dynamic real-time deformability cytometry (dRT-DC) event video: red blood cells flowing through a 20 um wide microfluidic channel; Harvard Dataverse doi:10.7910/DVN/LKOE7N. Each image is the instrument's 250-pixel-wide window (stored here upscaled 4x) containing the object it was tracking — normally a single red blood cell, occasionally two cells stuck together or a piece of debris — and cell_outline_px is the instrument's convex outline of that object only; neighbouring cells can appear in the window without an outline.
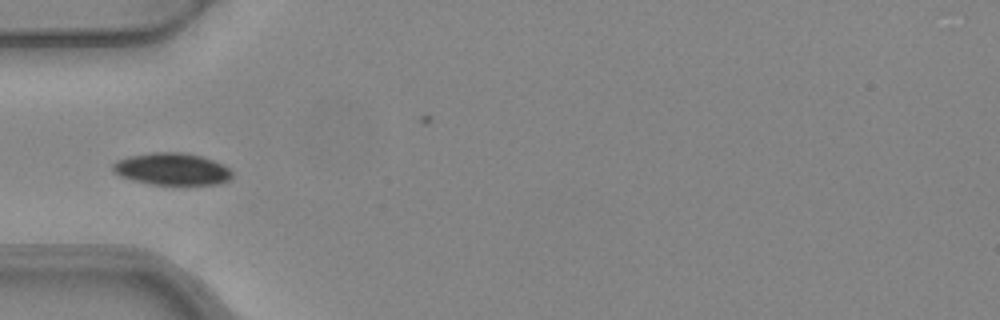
{"species": "common noctule bat (a hibernating species)", "species_latin": "Nyctalus noctula", "temperature_condition": "warm", "stored_images_in_passage": 1, "camera_frame_rate_fps": 3000, "um_per_image_px": 0.085, "animal": {"sex": "female", "body_mass_g": 24.6, "forearm_length_mm": 56.2}, "frame": {"image": 1, "passage_image": 1, "time_ms": 0.0, "image_size_px": [1000, 320], "cell_outline_px": [[232, 176], [228, 180], [216, 184], [148, 184], [132, 180], [120, 176], [112, 172], [112, 164], [116, 160], [128, 156], [152, 152], [180, 152], [200, 156], [224, 164], [232, 172]], "centroid_in_image_um": [14.56, 14.36], "position_along_channel_um": 70.4, "area_um2": 22.31}}